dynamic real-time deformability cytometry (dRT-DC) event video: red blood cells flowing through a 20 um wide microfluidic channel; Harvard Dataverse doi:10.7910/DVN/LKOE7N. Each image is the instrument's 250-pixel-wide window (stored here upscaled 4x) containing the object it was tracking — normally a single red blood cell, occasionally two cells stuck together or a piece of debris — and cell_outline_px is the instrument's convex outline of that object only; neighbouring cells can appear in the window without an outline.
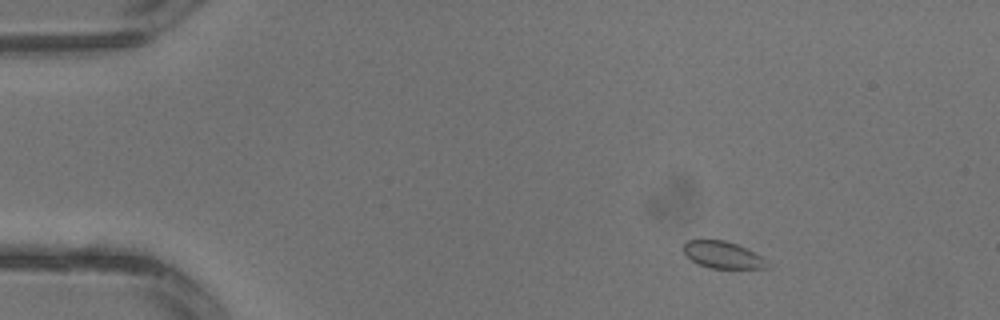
{"species": "common noctule bat (a hibernating species)", "species_latin": "Nyctalus noctula", "temperature_condition": "warm", "stored_images_in_passage": 2, "camera_frame_rate_fps": 3000, "um_per_image_px": 0.085, "animal": {"sex": "male", "body_mass_g": 13.3}, "frame": {"image": 1, "passage_image": 1, "time_ms": 0.0, "image_size_px": [1000, 320], "cell_outline_px": [[772, 268], [712, 268], [700, 264], [692, 260], [684, 252], [684, 244], [688, 240], [724, 240], [736, 244], [768, 260]], "centroid_in_image_um": [61.48, 21.67], "position_along_channel_um": 23.5, "area_um2": 12.89}}